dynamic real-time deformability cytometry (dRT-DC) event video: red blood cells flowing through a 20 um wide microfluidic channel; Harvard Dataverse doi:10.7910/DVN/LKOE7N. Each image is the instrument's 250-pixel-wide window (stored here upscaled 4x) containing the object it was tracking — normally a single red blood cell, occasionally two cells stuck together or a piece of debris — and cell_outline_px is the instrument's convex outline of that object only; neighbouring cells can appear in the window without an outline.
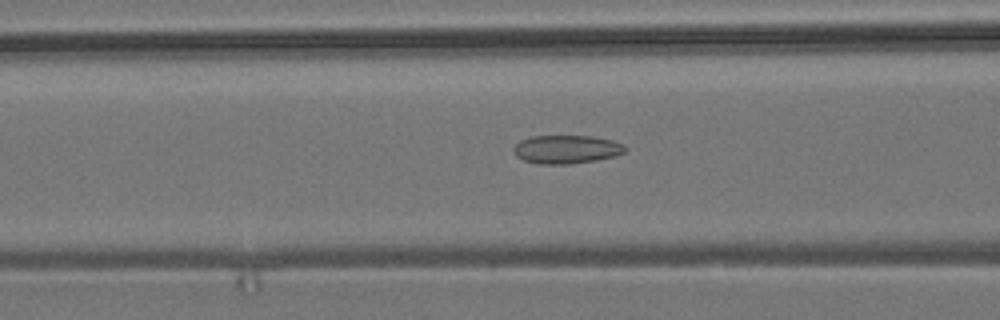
{"species": "common noctule bat (a hibernating species)", "species_latin": "Nyctalus noctula", "temperature_condition": "room temperature", "stored_images_in_passage": 28, "camera_frame_rate_fps": 3000, "um_per_image_px": 0.085, "animal": {"sex": "male", "body_mass_g": 19.2, "forearm_length_mm": 51.8}, "frame": {"image": 1, "passage_image": 20, "time_ms": 6.333, "image_size_px": [1000, 320], "cell_outline_px": [[628, 148], [624, 152], [616, 156], [596, 160], [572, 164], [540, 164], [524, 160], [516, 156], [512, 148], [520, 140], [532, 136], [592, 136], [612, 140], [624, 144]], "centroid_in_image_um": [48.17, 12.69], "position_along_channel_um": 118.4, "area_um2": 18.61}}
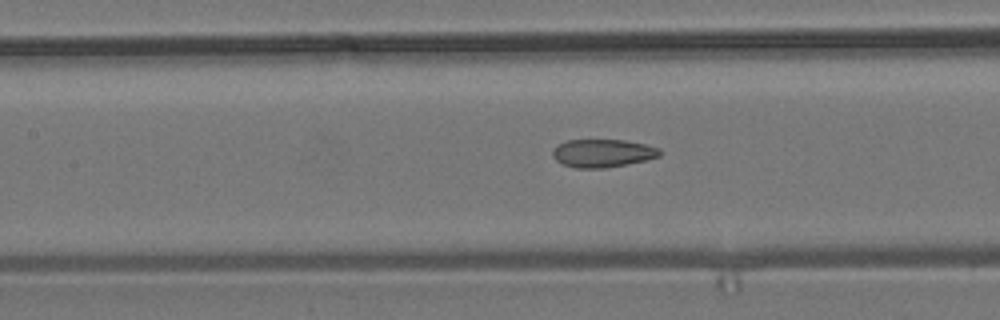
{"frame": {"image": 2, "passage_image": 23, "time_ms": 7.333, "image_size_px": [1000, 320], "cell_outline_px": [[660, 156], [644, 160], [604, 168], [576, 168], [564, 164], [556, 160], [552, 156], [552, 148], [568, 140], [624, 140], [644, 144], [660, 148]], "centroid_in_image_um": [51.2, 13.01], "position_along_channel_um": 156.2, "area_um2": 17.28}}
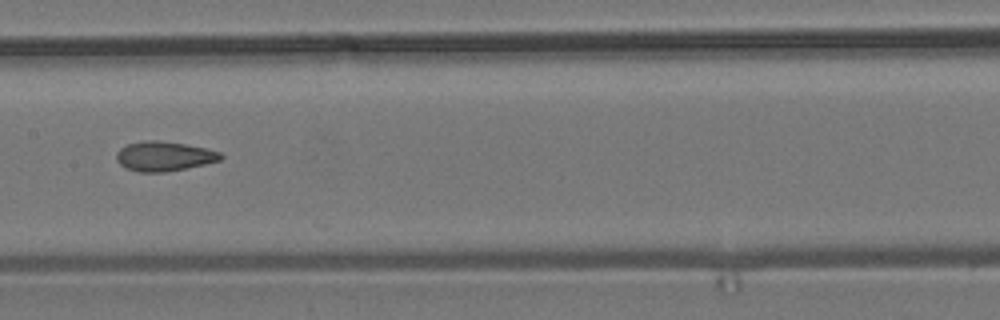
{"frame": {"image": 3, "passage_image": 26, "time_ms": 8.333, "image_size_px": [1000, 320], "cell_outline_px": [[224, 156], [220, 160], [204, 164], [164, 172], [140, 172], [128, 168], [120, 164], [116, 160], [116, 152], [120, 148], [128, 144], [144, 140], [160, 140], [208, 148], [220, 152]], "centroid_in_image_um": [13.94, 13.26], "position_along_channel_um": 193.5, "area_um2": 17.92}}